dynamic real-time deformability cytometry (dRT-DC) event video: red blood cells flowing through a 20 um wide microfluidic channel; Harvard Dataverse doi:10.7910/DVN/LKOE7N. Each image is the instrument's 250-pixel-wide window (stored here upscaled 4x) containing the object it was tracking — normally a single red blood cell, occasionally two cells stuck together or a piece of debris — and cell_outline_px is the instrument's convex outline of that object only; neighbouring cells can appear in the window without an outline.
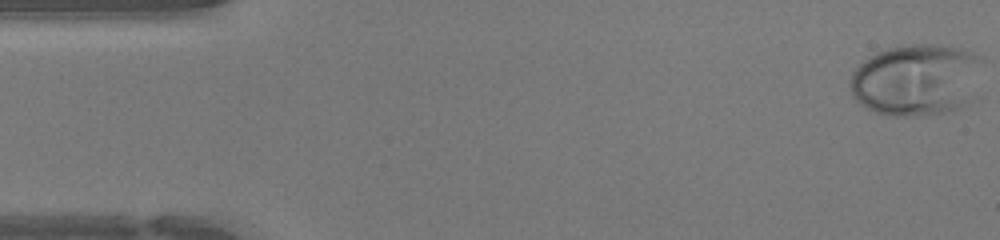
{"species": "human", "species_latin": "Homo sapiens", "temperature_condition": "warm", "stored_images_in_passage": 10, "camera_frame_rate_fps": 3000, "um_per_image_px": 0.085, "donor": {"sex": "female"}, "frame": {"image": 1, "passage_image": 1, "time_ms": 0.0, "image_size_px": [1000, 240], "cell_outline_px": [[980, 60], [972, 100], [968, 104], [960, 108], [948, 112], [928, 116], [888, 116], [876, 112], [860, 104], [852, 96], [848, 84], [852, 72], [864, 60], [876, 52], [888, 48], [912, 44], [940, 44], [956, 48], [968, 52], [976, 56]], "centroid_in_image_um": [77.82, 6.82], "position_along_channel_um": 7.2, "area_um2": 55.49}}